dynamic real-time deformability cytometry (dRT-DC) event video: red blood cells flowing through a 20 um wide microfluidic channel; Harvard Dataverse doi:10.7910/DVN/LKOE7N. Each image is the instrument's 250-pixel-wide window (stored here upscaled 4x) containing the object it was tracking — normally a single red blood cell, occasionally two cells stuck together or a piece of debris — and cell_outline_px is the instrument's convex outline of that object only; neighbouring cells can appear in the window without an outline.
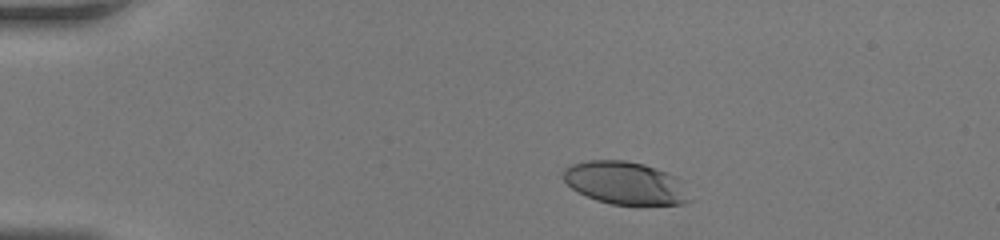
{"species": "human", "species_latin": "Homo sapiens", "temperature_condition": "room temperature", "stored_images_in_passage": 38, "camera_frame_rate_fps": 3000, "um_per_image_px": 0.085, "donor": {"sex": "female"}, "frame": {"image": 1, "passage_image": 2, "time_ms": 0.333, "image_size_px": [1000, 240], "cell_outline_px": [[692, 200], [684, 204], [612, 204], [596, 200], [572, 188], [564, 180], [564, 168], [572, 164], [588, 160], [624, 160], [644, 164], [656, 168], [676, 176], [680, 180]], "centroid_in_image_um": [53.16, 15.55], "position_along_channel_um": 31.8, "area_um2": 31.21}}
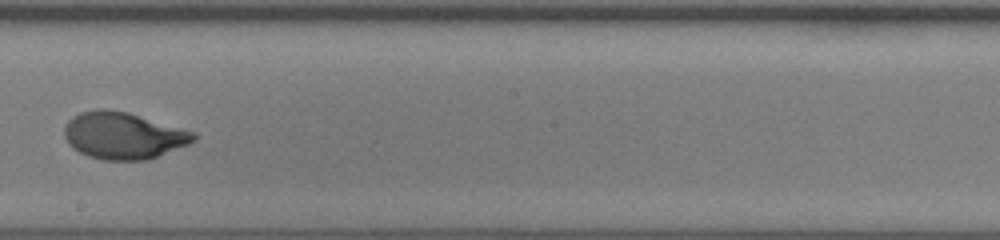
{"frame": {"image": 2, "passage_image": 20, "time_ms": 6.333, "image_size_px": [1000, 240], "cell_outline_px": [[196, 140], [188, 144], [148, 160], [104, 160], [88, 156], [72, 148], [68, 144], [64, 136], [64, 128], [68, 120], [72, 116], [80, 112], [96, 108], [104, 108], [128, 112], [196, 132]], "centroid_in_image_um": [10.46, 11.51], "position_along_channel_um": 237.7, "area_um2": 35.55}}
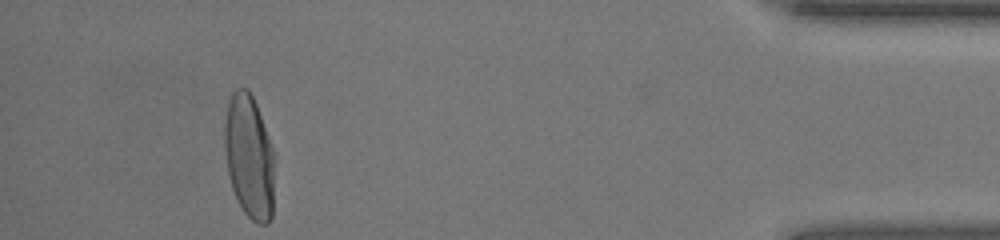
{"frame": {"image": 3, "passage_image": 35, "time_ms": 11.333, "image_size_px": [1000, 240], "cell_outline_px": [[272, 216], [268, 224], [260, 224], [252, 220], [244, 212], [232, 188], [228, 176], [224, 144], [224, 124], [228, 100], [232, 92], [236, 88], [248, 88], [256, 104], [272, 148]], "centroid_in_image_um": [21.14, 13.28], "position_along_channel_um": 414.1, "area_um2": 35.49}}